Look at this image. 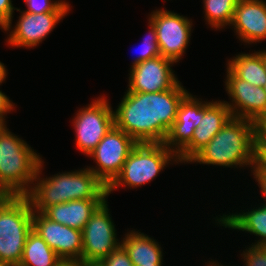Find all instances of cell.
<instances>
[{
  "label": "cell",
  "mask_w": 266,
  "mask_h": 266,
  "mask_svg": "<svg viewBox=\"0 0 266 266\" xmlns=\"http://www.w3.org/2000/svg\"><path fill=\"white\" fill-rule=\"evenodd\" d=\"M189 94L178 81L157 93L125 92L114 112L115 126L137 143H164L182 100Z\"/></svg>",
  "instance_id": "obj_1"
},
{
  "label": "cell",
  "mask_w": 266,
  "mask_h": 266,
  "mask_svg": "<svg viewBox=\"0 0 266 266\" xmlns=\"http://www.w3.org/2000/svg\"><path fill=\"white\" fill-rule=\"evenodd\" d=\"M41 160L33 185L26 195L33 212L72 200L107 199V186L88 168L41 178ZM35 183V184H34Z\"/></svg>",
  "instance_id": "obj_2"
},
{
  "label": "cell",
  "mask_w": 266,
  "mask_h": 266,
  "mask_svg": "<svg viewBox=\"0 0 266 266\" xmlns=\"http://www.w3.org/2000/svg\"><path fill=\"white\" fill-rule=\"evenodd\" d=\"M233 167H255L254 122L231 117L223 128L200 150L189 163Z\"/></svg>",
  "instance_id": "obj_3"
},
{
  "label": "cell",
  "mask_w": 266,
  "mask_h": 266,
  "mask_svg": "<svg viewBox=\"0 0 266 266\" xmlns=\"http://www.w3.org/2000/svg\"><path fill=\"white\" fill-rule=\"evenodd\" d=\"M41 160L40 155L8 128L0 138V189L7 196H26Z\"/></svg>",
  "instance_id": "obj_4"
},
{
  "label": "cell",
  "mask_w": 266,
  "mask_h": 266,
  "mask_svg": "<svg viewBox=\"0 0 266 266\" xmlns=\"http://www.w3.org/2000/svg\"><path fill=\"white\" fill-rule=\"evenodd\" d=\"M32 217V206L26 196H6L0 202V260L19 265L32 230Z\"/></svg>",
  "instance_id": "obj_5"
},
{
  "label": "cell",
  "mask_w": 266,
  "mask_h": 266,
  "mask_svg": "<svg viewBox=\"0 0 266 266\" xmlns=\"http://www.w3.org/2000/svg\"><path fill=\"white\" fill-rule=\"evenodd\" d=\"M172 161L178 163V157L164 143H138L120 173L107 186L108 196L119 186L137 188L151 182Z\"/></svg>",
  "instance_id": "obj_6"
},
{
  "label": "cell",
  "mask_w": 266,
  "mask_h": 266,
  "mask_svg": "<svg viewBox=\"0 0 266 266\" xmlns=\"http://www.w3.org/2000/svg\"><path fill=\"white\" fill-rule=\"evenodd\" d=\"M77 112L72 122L76 133V147L89 156L115 125L114 112L106 97L103 96L96 98Z\"/></svg>",
  "instance_id": "obj_7"
},
{
  "label": "cell",
  "mask_w": 266,
  "mask_h": 266,
  "mask_svg": "<svg viewBox=\"0 0 266 266\" xmlns=\"http://www.w3.org/2000/svg\"><path fill=\"white\" fill-rule=\"evenodd\" d=\"M107 200L91 215L82 230V262H101L121 246Z\"/></svg>",
  "instance_id": "obj_8"
},
{
  "label": "cell",
  "mask_w": 266,
  "mask_h": 266,
  "mask_svg": "<svg viewBox=\"0 0 266 266\" xmlns=\"http://www.w3.org/2000/svg\"><path fill=\"white\" fill-rule=\"evenodd\" d=\"M138 143L115 125L89 154L97 168L89 169L108 186L120 173L124 162Z\"/></svg>",
  "instance_id": "obj_9"
},
{
  "label": "cell",
  "mask_w": 266,
  "mask_h": 266,
  "mask_svg": "<svg viewBox=\"0 0 266 266\" xmlns=\"http://www.w3.org/2000/svg\"><path fill=\"white\" fill-rule=\"evenodd\" d=\"M155 26L161 56L180 61L191 37L192 21L177 13L156 9L148 18Z\"/></svg>",
  "instance_id": "obj_10"
},
{
  "label": "cell",
  "mask_w": 266,
  "mask_h": 266,
  "mask_svg": "<svg viewBox=\"0 0 266 266\" xmlns=\"http://www.w3.org/2000/svg\"><path fill=\"white\" fill-rule=\"evenodd\" d=\"M32 229L48 244L62 261L82 262V231L33 212Z\"/></svg>",
  "instance_id": "obj_11"
},
{
  "label": "cell",
  "mask_w": 266,
  "mask_h": 266,
  "mask_svg": "<svg viewBox=\"0 0 266 266\" xmlns=\"http://www.w3.org/2000/svg\"><path fill=\"white\" fill-rule=\"evenodd\" d=\"M174 63L163 56L139 63L130 69L128 91L157 93L171 89L179 81L171 69Z\"/></svg>",
  "instance_id": "obj_12"
},
{
  "label": "cell",
  "mask_w": 266,
  "mask_h": 266,
  "mask_svg": "<svg viewBox=\"0 0 266 266\" xmlns=\"http://www.w3.org/2000/svg\"><path fill=\"white\" fill-rule=\"evenodd\" d=\"M225 87L232 103L226 102L232 117L255 121L266 114V94L263 87L251 85L236 77L228 68Z\"/></svg>",
  "instance_id": "obj_13"
},
{
  "label": "cell",
  "mask_w": 266,
  "mask_h": 266,
  "mask_svg": "<svg viewBox=\"0 0 266 266\" xmlns=\"http://www.w3.org/2000/svg\"><path fill=\"white\" fill-rule=\"evenodd\" d=\"M231 117L232 114L225 101H203V118L194 130L191 142L177 155L179 163H189Z\"/></svg>",
  "instance_id": "obj_14"
},
{
  "label": "cell",
  "mask_w": 266,
  "mask_h": 266,
  "mask_svg": "<svg viewBox=\"0 0 266 266\" xmlns=\"http://www.w3.org/2000/svg\"><path fill=\"white\" fill-rule=\"evenodd\" d=\"M22 14L16 23V26L10 31L6 42L12 47H36L46 38L55 26L69 12H46V13H28L20 11Z\"/></svg>",
  "instance_id": "obj_15"
},
{
  "label": "cell",
  "mask_w": 266,
  "mask_h": 266,
  "mask_svg": "<svg viewBox=\"0 0 266 266\" xmlns=\"http://www.w3.org/2000/svg\"><path fill=\"white\" fill-rule=\"evenodd\" d=\"M203 118V101L189 93L180 103L176 120L169 129L164 145L178 155L190 142Z\"/></svg>",
  "instance_id": "obj_16"
},
{
  "label": "cell",
  "mask_w": 266,
  "mask_h": 266,
  "mask_svg": "<svg viewBox=\"0 0 266 266\" xmlns=\"http://www.w3.org/2000/svg\"><path fill=\"white\" fill-rule=\"evenodd\" d=\"M230 26L246 44L266 40V2L238 0Z\"/></svg>",
  "instance_id": "obj_17"
},
{
  "label": "cell",
  "mask_w": 266,
  "mask_h": 266,
  "mask_svg": "<svg viewBox=\"0 0 266 266\" xmlns=\"http://www.w3.org/2000/svg\"><path fill=\"white\" fill-rule=\"evenodd\" d=\"M105 200H72L50 206L43 214L54 222L82 231L91 215Z\"/></svg>",
  "instance_id": "obj_18"
},
{
  "label": "cell",
  "mask_w": 266,
  "mask_h": 266,
  "mask_svg": "<svg viewBox=\"0 0 266 266\" xmlns=\"http://www.w3.org/2000/svg\"><path fill=\"white\" fill-rule=\"evenodd\" d=\"M134 266L162 265L161 246L148 235L131 230L121 241Z\"/></svg>",
  "instance_id": "obj_19"
},
{
  "label": "cell",
  "mask_w": 266,
  "mask_h": 266,
  "mask_svg": "<svg viewBox=\"0 0 266 266\" xmlns=\"http://www.w3.org/2000/svg\"><path fill=\"white\" fill-rule=\"evenodd\" d=\"M219 225L225 228L245 231L254 234L260 239L254 245L266 246V205L253 208L251 211L242 213L223 214L219 218L216 217Z\"/></svg>",
  "instance_id": "obj_20"
},
{
  "label": "cell",
  "mask_w": 266,
  "mask_h": 266,
  "mask_svg": "<svg viewBox=\"0 0 266 266\" xmlns=\"http://www.w3.org/2000/svg\"><path fill=\"white\" fill-rule=\"evenodd\" d=\"M227 68L239 79L251 85L263 87L266 82V66L263 51L240 53L227 61Z\"/></svg>",
  "instance_id": "obj_21"
},
{
  "label": "cell",
  "mask_w": 266,
  "mask_h": 266,
  "mask_svg": "<svg viewBox=\"0 0 266 266\" xmlns=\"http://www.w3.org/2000/svg\"><path fill=\"white\" fill-rule=\"evenodd\" d=\"M62 260L33 229L28 233L18 266H56Z\"/></svg>",
  "instance_id": "obj_22"
},
{
  "label": "cell",
  "mask_w": 266,
  "mask_h": 266,
  "mask_svg": "<svg viewBox=\"0 0 266 266\" xmlns=\"http://www.w3.org/2000/svg\"><path fill=\"white\" fill-rule=\"evenodd\" d=\"M206 22L215 29L231 24L238 0H203Z\"/></svg>",
  "instance_id": "obj_23"
},
{
  "label": "cell",
  "mask_w": 266,
  "mask_h": 266,
  "mask_svg": "<svg viewBox=\"0 0 266 266\" xmlns=\"http://www.w3.org/2000/svg\"><path fill=\"white\" fill-rule=\"evenodd\" d=\"M149 32L148 36L144 38L143 43L141 45L142 48H140V53L138 57L136 56L135 60L132 63L131 68L137 66L139 63L146 61L148 59L161 56L160 50L157 43V34L155 30V26L153 23L149 20Z\"/></svg>",
  "instance_id": "obj_24"
},
{
  "label": "cell",
  "mask_w": 266,
  "mask_h": 266,
  "mask_svg": "<svg viewBox=\"0 0 266 266\" xmlns=\"http://www.w3.org/2000/svg\"><path fill=\"white\" fill-rule=\"evenodd\" d=\"M28 13L69 12L70 4L64 0H24Z\"/></svg>",
  "instance_id": "obj_25"
},
{
  "label": "cell",
  "mask_w": 266,
  "mask_h": 266,
  "mask_svg": "<svg viewBox=\"0 0 266 266\" xmlns=\"http://www.w3.org/2000/svg\"><path fill=\"white\" fill-rule=\"evenodd\" d=\"M246 266H266V246L252 245L241 254Z\"/></svg>",
  "instance_id": "obj_26"
},
{
  "label": "cell",
  "mask_w": 266,
  "mask_h": 266,
  "mask_svg": "<svg viewBox=\"0 0 266 266\" xmlns=\"http://www.w3.org/2000/svg\"><path fill=\"white\" fill-rule=\"evenodd\" d=\"M100 264L102 266H134L128 253L122 246L106 256Z\"/></svg>",
  "instance_id": "obj_27"
},
{
  "label": "cell",
  "mask_w": 266,
  "mask_h": 266,
  "mask_svg": "<svg viewBox=\"0 0 266 266\" xmlns=\"http://www.w3.org/2000/svg\"><path fill=\"white\" fill-rule=\"evenodd\" d=\"M255 149L257 155L266 147V114L254 121Z\"/></svg>",
  "instance_id": "obj_28"
},
{
  "label": "cell",
  "mask_w": 266,
  "mask_h": 266,
  "mask_svg": "<svg viewBox=\"0 0 266 266\" xmlns=\"http://www.w3.org/2000/svg\"><path fill=\"white\" fill-rule=\"evenodd\" d=\"M14 10L20 11L18 8H14L11 0H0V28L4 31H10L12 29L11 22L13 18Z\"/></svg>",
  "instance_id": "obj_29"
},
{
  "label": "cell",
  "mask_w": 266,
  "mask_h": 266,
  "mask_svg": "<svg viewBox=\"0 0 266 266\" xmlns=\"http://www.w3.org/2000/svg\"><path fill=\"white\" fill-rule=\"evenodd\" d=\"M253 169V171H251L254 175V178L256 179L255 181L258 182V186L262 191V195L265 198L266 201V171L257 163L256 166ZM266 205V202L265 204Z\"/></svg>",
  "instance_id": "obj_30"
},
{
  "label": "cell",
  "mask_w": 266,
  "mask_h": 266,
  "mask_svg": "<svg viewBox=\"0 0 266 266\" xmlns=\"http://www.w3.org/2000/svg\"><path fill=\"white\" fill-rule=\"evenodd\" d=\"M0 90V120L5 121V115L13 111L14 103Z\"/></svg>",
  "instance_id": "obj_31"
},
{
  "label": "cell",
  "mask_w": 266,
  "mask_h": 266,
  "mask_svg": "<svg viewBox=\"0 0 266 266\" xmlns=\"http://www.w3.org/2000/svg\"><path fill=\"white\" fill-rule=\"evenodd\" d=\"M257 163L266 171V147L257 155Z\"/></svg>",
  "instance_id": "obj_32"
},
{
  "label": "cell",
  "mask_w": 266,
  "mask_h": 266,
  "mask_svg": "<svg viewBox=\"0 0 266 266\" xmlns=\"http://www.w3.org/2000/svg\"><path fill=\"white\" fill-rule=\"evenodd\" d=\"M6 77H7V69L4 63H1L0 61V85L2 82L5 81Z\"/></svg>",
  "instance_id": "obj_33"
},
{
  "label": "cell",
  "mask_w": 266,
  "mask_h": 266,
  "mask_svg": "<svg viewBox=\"0 0 266 266\" xmlns=\"http://www.w3.org/2000/svg\"><path fill=\"white\" fill-rule=\"evenodd\" d=\"M76 266H102L99 262H76Z\"/></svg>",
  "instance_id": "obj_34"
},
{
  "label": "cell",
  "mask_w": 266,
  "mask_h": 266,
  "mask_svg": "<svg viewBox=\"0 0 266 266\" xmlns=\"http://www.w3.org/2000/svg\"><path fill=\"white\" fill-rule=\"evenodd\" d=\"M6 121L0 120V138L2 134L7 130Z\"/></svg>",
  "instance_id": "obj_35"
},
{
  "label": "cell",
  "mask_w": 266,
  "mask_h": 266,
  "mask_svg": "<svg viewBox=\"0 0 266 266\" xmlns=\"http://www.w3.org/2000/svg\"><path fill=\"white\" fill-rule=\"evenodd\" d=\"M56 266H76V262H74V261H61Z\"/></svg>",
  "instance_id": "obj_36"
},
{
  "label": "cell",
  "mask_w": 266,
  "mask_h": 266,
  "mask_svg": "<svg viewBox=\"0 0 266 266\" xmlns=\"http://www.w3.org/2000/svg\"><path fill=\"white\" fill-rule=\"evenodd\" d=\"M0 266H14V265L9 263V262H5V261L0 260Z\"/></svg>",
  "instance_id": "obj_37"
},
{
  "label": "cell",
  "mask_w": 266,
  "mask_h": 266,
  "mask_svg": "<svg viewBox=\"0 0 266 266\" xmlns=\"http://www.w3.org/2000/svg\"><path fill=\"white\" fill-rule=\"evenodd\" d=\"M7 195L0 189V202L6 197Z\"/></svg>",
  "instance_id": "obj_38"
},
{
  "label": "cell",
  "mask_w": 266,
  "mask_h": 266,
  "mask_svg": "<svg viewBox=\"0 0 266 266\" xmlns=\"http://www.w3.org/2000/svg\"><path fill=\"white\" fill-rule=\"evenodd\" d=\"M263 57H264V63H265V66H266V50H263Z\"/></svg>",
  "instance_id": "obj_39"
},
{
  "label": "cell",
  "mask_w": 266,
  "mask_h": 266,
  "mask_svg": "<svg viewBox=\"0 0 266 266\" xmlns=\"http://www.w3.org/2000/svg\"><path fill=\"white\" fill-rule=\"evenodd\" d=\"M211 263H212L214 266H223L222 264L219 265L218 262L216 263V262H214V261H213V262L211 261Z\"/></svg>",
  "instance_id": "obj_40"
},
{
  "label": "cell",
  "mask_w": 266,
  "mask_h": 266,
  "mask_svg": "<svg viewBox=\"0 0 266 266\" xmlns=\"http://www.w3.org/2000/svg\"><path fill=\"white\" fill-rule=\"evenodd\" d=\"M263 89H264V92H265V94H266V82H265V84L263 85Z\"/></svg>",
  "instance_id": "obj_41"
}]
</instances>
